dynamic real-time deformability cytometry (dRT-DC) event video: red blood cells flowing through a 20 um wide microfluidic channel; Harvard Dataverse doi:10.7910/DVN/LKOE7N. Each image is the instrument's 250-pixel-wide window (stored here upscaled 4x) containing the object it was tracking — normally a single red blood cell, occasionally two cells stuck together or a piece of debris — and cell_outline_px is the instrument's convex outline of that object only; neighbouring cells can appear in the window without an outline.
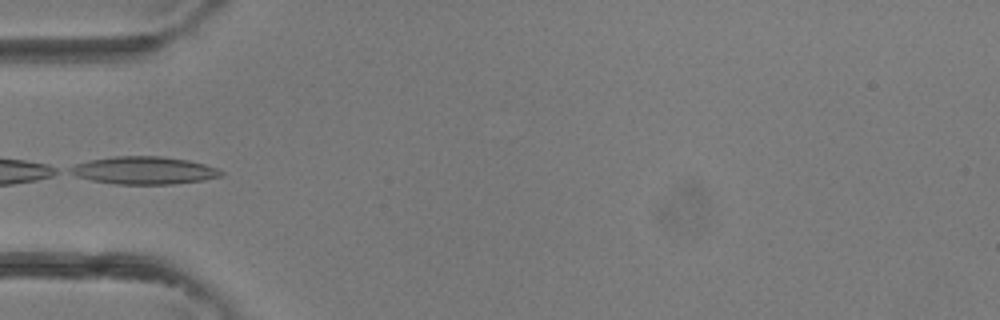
{"species": "common noctule bat (a hibernating species)", "species_latin": "Nyctalus noctula", "temperature_condition": "room temperature", "stored_images_in_passage": 4, "camera_frame_rate_fps": 3000, "um_per_image_px": 0.085, "animal": {"sex": "female"}, "frame": {"image": 1, "passage_image": 4, "time_ms": 1.0, "image_size_px": [1000, 320], "cell_outline_px": [[224, 176], [204, 180], [172, 184], [116, 184], [92, 180], [76, 176], [68, 172], [68, 168], [76, 164], [88, 160], [112, 156], [164, 156], [188, 160], [204, 164], [216, 168], [224, 172]], "centroid_in_image_um": [12.24, 14.48], "position_along_channel_um": 72.8, "area_um2": 24.45}}